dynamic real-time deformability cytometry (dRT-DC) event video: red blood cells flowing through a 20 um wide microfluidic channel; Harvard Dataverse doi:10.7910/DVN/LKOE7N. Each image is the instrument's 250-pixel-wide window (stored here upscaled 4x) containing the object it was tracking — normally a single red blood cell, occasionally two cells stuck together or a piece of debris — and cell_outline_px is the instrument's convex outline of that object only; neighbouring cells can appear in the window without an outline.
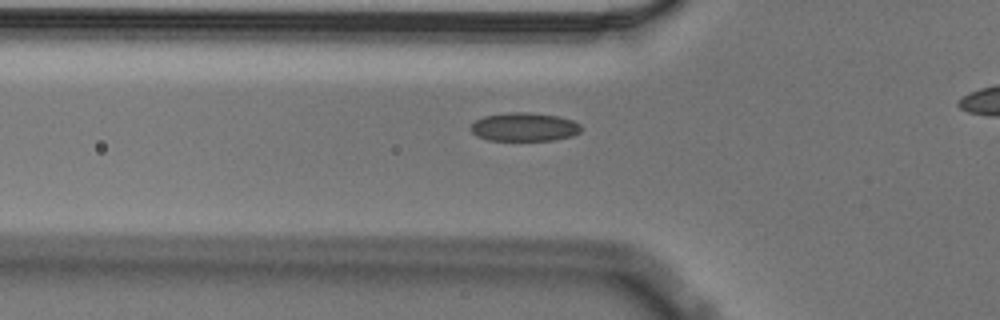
{"species": "Egyptian fruit bat (a non-hibernating species)", "species_latin": "Rousettus aegyptiacus", "temperature_condition": "cold", "stored_images_in_passage": 35, "camera_frame_rate_fps": 3000, "um_per_image_px": 0.085, "animal": {"sex": "male"}, "frame": {"image": 1, "passage_image": 5, "time_ms": 1.333, "image_size_px": [1000, 320], "cell_outline_px": [[584, 128], [580, 132], [572, 136], [552, 140], [488, 140], [476, 136], [468, 128], [476, 120], [484, 116], [508, 112], [524, 112], [556, 116], [572, 120], [580, 124]], "centroid_in_image_um": [44.55, 10.79], "position_along_channel_um": 81.2, "area_um2": 18.38}}
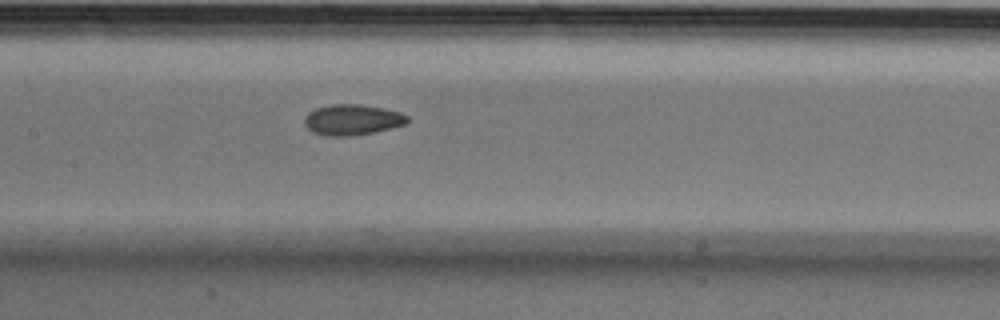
{"frame": {"image": 2, "passage_image": 13, "time_ms": 4.0, "image_size_px": [1000, 320], "cell_outline_px": [[412, 120], [408, 124], [376, 132], [352, 136], [328, 136], [312, 132], [304, 124], [304, 116], [308, 112], [316, 108], [332, 104], [360, 104], [384, 108], [400, 112], [408, 116]], "centroid_in_image_um": [29.99, 10.18], "position_along_channel_um": 177.4, "area_um2": 18.79}}
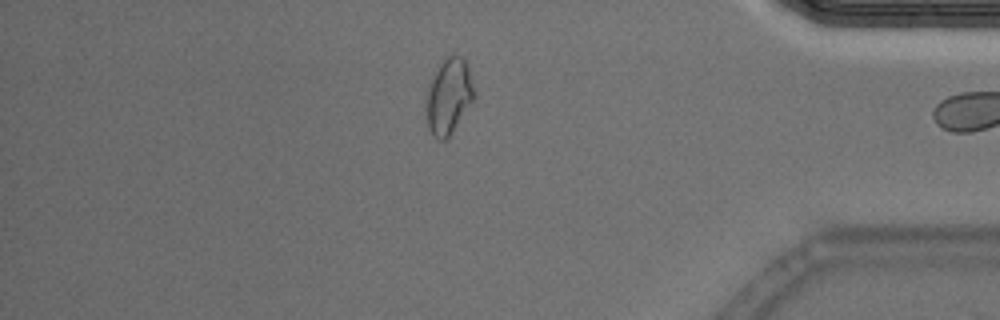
{"frame": {"image": 3, "passage_image": 34, "time_ms": 11.0, "image_size_px": [1000, 320], "cell_outline_px": [[476, 96], [472, 104], [448, 140], [436, 140], [432, 136], [428, 128], [428, 88], [444, 56], [456, 52], [464, 60], [468, 68]], "centroid_in_image_um": [38.19, 8.21], "position_along_channel_um": 397.0, "area_um2": 21.15}}